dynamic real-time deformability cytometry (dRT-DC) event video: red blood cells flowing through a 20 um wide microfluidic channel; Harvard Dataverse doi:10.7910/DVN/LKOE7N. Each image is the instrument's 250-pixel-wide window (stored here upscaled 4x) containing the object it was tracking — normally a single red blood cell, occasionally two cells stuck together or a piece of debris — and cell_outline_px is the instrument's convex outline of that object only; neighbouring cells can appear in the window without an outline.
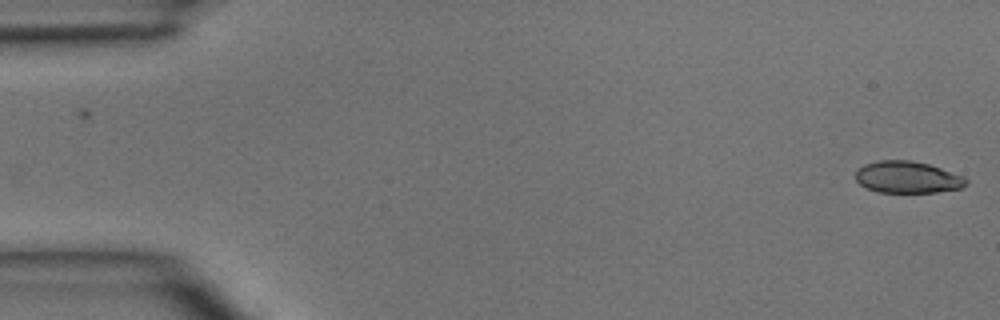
{"species": "common noctule bat (a hibernating species)", "species_latin": "Nyctalus noctula", "temperature_condition": "room temperature", "stored_images_in_passage": 4, "camera_frame_rate_fps": 3000, "um_per_image_px": 0.085, "animal": {"sex": "male", "body_mass_g": 15.6}, "frame": {"image": 1, "passage_image": 1, "time_ms": 0.0, "image_size_px": [1000, 320], "cell_outline_px": [[968, 184], [960, 188], [936, 192], [880, 192], [868, 188], [860, 184], [856, 180], [856, 168], [864, 164], [880, 160], [912, 160], [928, 164], [964, 176], [968, 180]], "centroid_in_image_um": [77.13, 15.05], "position_along_channel_um": 7.9, "area_um2": 20.46}}
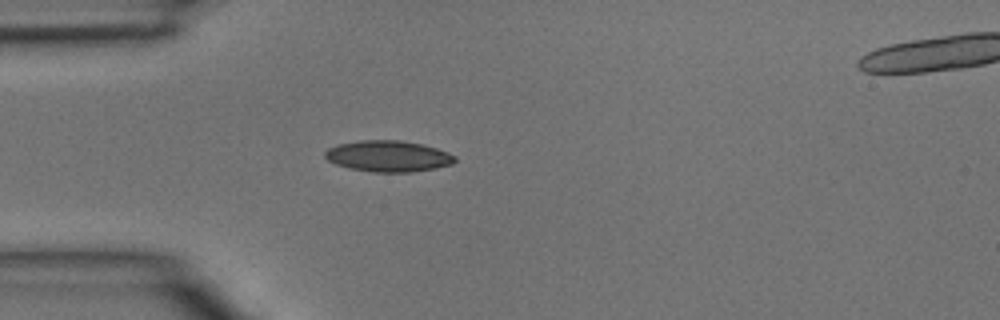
{"frame": {"image": 2, "passage_image": 4, "time_ms": 1.0, "image_size_px": [1000, 320], "cell_outline_px": [[456, 160], [452, 164], [436, 168], [412, 172], [372, 172], [348, 168], [336, 164], [328, 160], [324, 156], [324, 152], [328, 148], [336, 144], [360, 140], [400, 140], [420, 144], [436, 148], [448, 152], [456, 156]], "centroid_in_image_um": [32.98, 13.27], "position_along_channel_um": 52.0, "area_um2": 23.7}}